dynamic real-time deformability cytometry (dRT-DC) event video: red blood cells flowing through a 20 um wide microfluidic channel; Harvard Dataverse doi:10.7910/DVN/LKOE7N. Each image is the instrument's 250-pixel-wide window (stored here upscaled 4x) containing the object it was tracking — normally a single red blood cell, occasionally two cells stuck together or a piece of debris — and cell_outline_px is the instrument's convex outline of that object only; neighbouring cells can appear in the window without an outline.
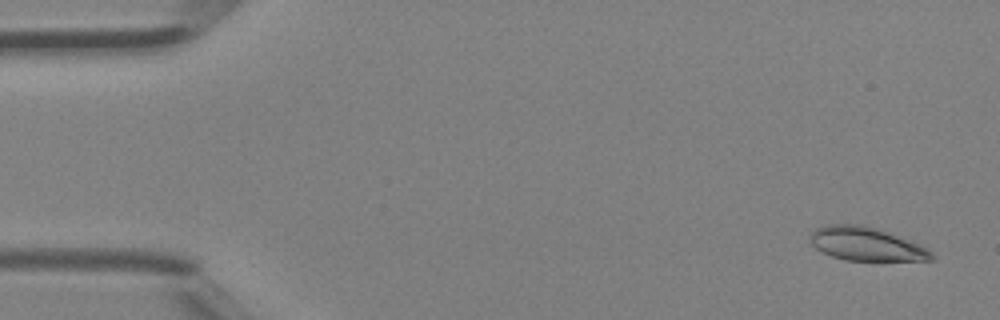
{"species": "Egyptian fruit bat (a non-hibernating species)", "species_latin": "Rousettus aegyptiacus", "temperature_condition": "room temperature", "stored_images_in_passage": 5, "camera_frame_rate_fps": 3000, "um_per_image_px": 0.085, "animal": {"sex": "female"}, "frame": {"image": 1, "passage_image": 1, "time_ms": 0.0, "image_size_px": [1000, 320], "cell_outline_px": [[936, 260], [844, 260], [832, 256], [816, 248], [812, 244], [808, 236], [816, 228], [828, 224], [860, 224], [888, 232], [920, 244], [928, 248], [936, 256]], "centroid_in_image_um": [73.65, 20.74], "position_along_channel_um": 11.4, "area_um2": 23.64}}
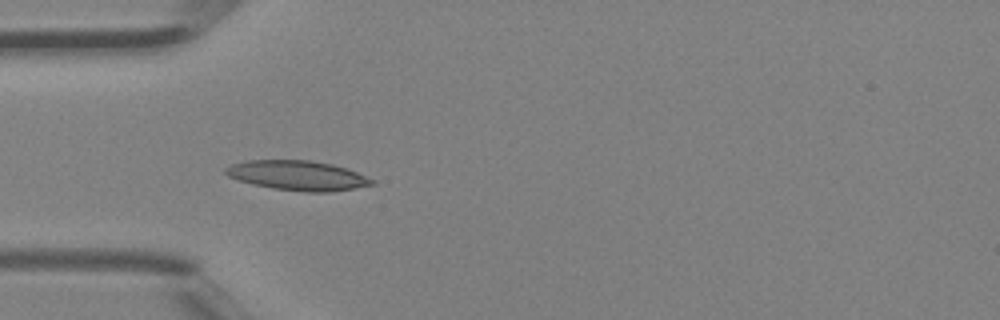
{"frame": {"image": 2, "passage_image": 4, "time_ms": 1.0, "image_size_px": [1000, 320], "cell_outline_px": [[376, 184], [356, 188], [332, 192], [304, 192], [272, 188], [252, 184], [228, 176], [224, 172], [224, 168], [232, 164], [248, 160], [312, 160], [332, 164], [356, 172], [376, 180]], "centroid_in_image_um": [25.32, 14.92], "position_along_channel_um": 59.7, "area_um2": 25.43}}
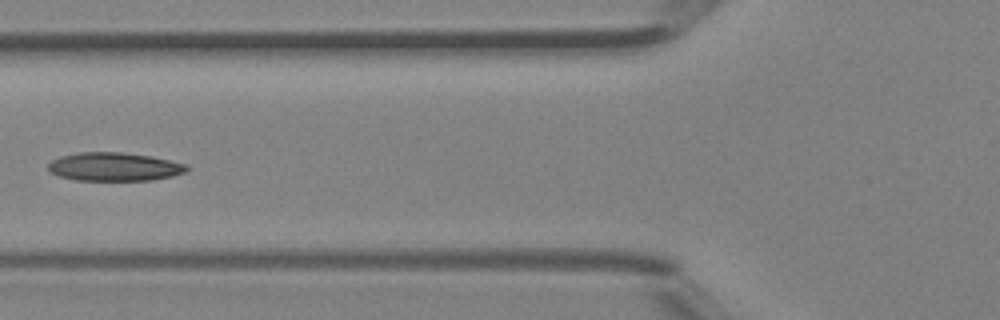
{"frame": {"image": 3, "passage_image": 5, "time_ms": 1.333, "image_size_px": [1000, 320], "cell_outline_px": [[188, 168], [184, 172], [172, 176], [152, 180], [76, 180], [60, 176], [48, 172], [48, 164], [52, 160], [60, 156], [80, 152], [120, 152], [152, 156], [188, 164]], "centroid_in_image_um": [9.7, 14.17], "position_along_channel_um": 116.1, "area_um2": 23.0}}